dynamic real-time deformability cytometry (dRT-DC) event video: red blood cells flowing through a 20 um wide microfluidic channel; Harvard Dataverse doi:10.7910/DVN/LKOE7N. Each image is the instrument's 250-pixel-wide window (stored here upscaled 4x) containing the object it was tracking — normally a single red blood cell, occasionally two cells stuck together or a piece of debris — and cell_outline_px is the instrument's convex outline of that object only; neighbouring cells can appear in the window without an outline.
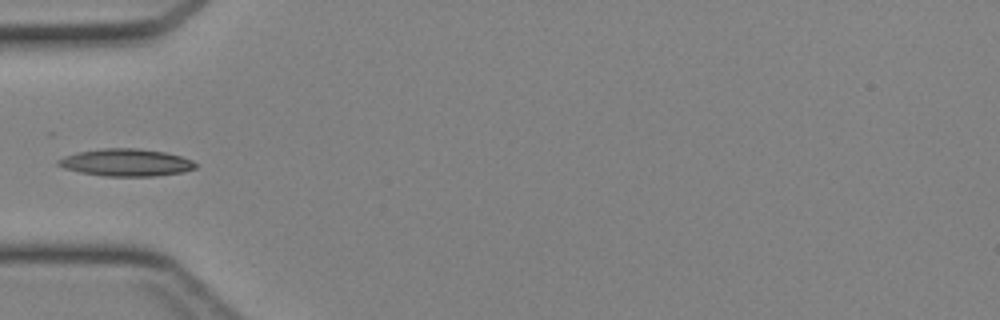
{"species": "Egyptian fruit bat (a non-hibernating species)", "species_latin": "Rousettus aegyptiacus", "temperature_condition": "cold", "stored_images_in_passage": 30, "camera_frame_rate_fps": 3000, "um_per_image_px": 0.085, "animal": {"sex": "female"}, "frame": {"image": 1, "passage_image": 1, "time_ms": 0.0, "image_size_px": [1000, 320], "cell_outline_px": [[196, 168], [184, 172], [156, 176], [104, 176], [80, 172], [64, 168], [56, 164], [56, 160], [64, 156], [76, 152], [104, 148], [136, 148], [164, 152], [180, 156], [192, 160], [196, 164]], "centroid_in_image_um": [10.7, 13.81], "position_along_channel_um": 74.3, "area_um2": 21.91}}
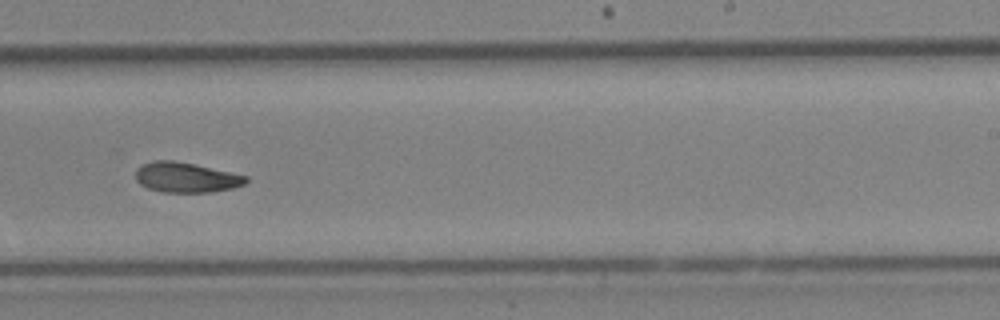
{"frame": {"image": 2, "passage_image": 14, "time_ms": 4.333, "image_size_px": [1000, 320], "cell_outline_px": [[248, 180], [244, 184], [232, 188], [212, 192], [164, 192], [148, 188], [140, 184], [136, 180], [136, 168], [144, 164], [156, 160], [172, 160], [192, 164], [248, 176]], "centroid_in_image_um": [15.8, 15.09], "position_along_channel_um": 273.2, "area_um2": 19.07}}
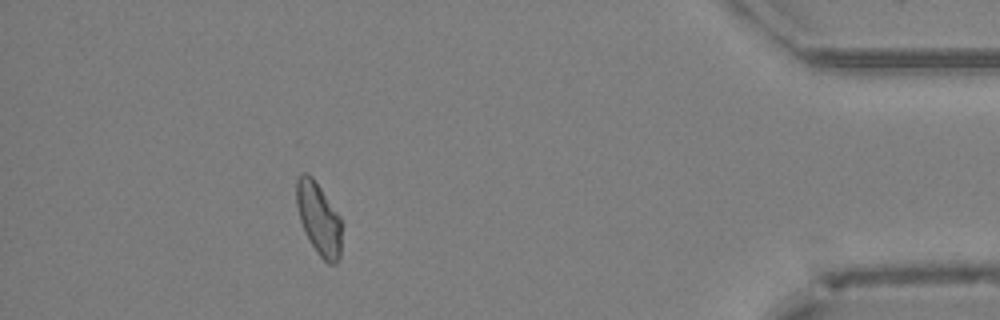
{"frame": {"image": 3, "passage_image": 26, "time_ms": 8.333, "image_size_px": [1000, 320], "cell_outline_px": [[340, 256], [336, 264], [328, 264], [316, 252], [304, 232], [300, 220], [296, 204], [296, 180], [300, 172], [308, 172], [312, 176], [340, 216]], "centroid_in_image_um": [27.06, 18.56], "position_along_channel_um": 408.1, "area_um2": 19.07}}